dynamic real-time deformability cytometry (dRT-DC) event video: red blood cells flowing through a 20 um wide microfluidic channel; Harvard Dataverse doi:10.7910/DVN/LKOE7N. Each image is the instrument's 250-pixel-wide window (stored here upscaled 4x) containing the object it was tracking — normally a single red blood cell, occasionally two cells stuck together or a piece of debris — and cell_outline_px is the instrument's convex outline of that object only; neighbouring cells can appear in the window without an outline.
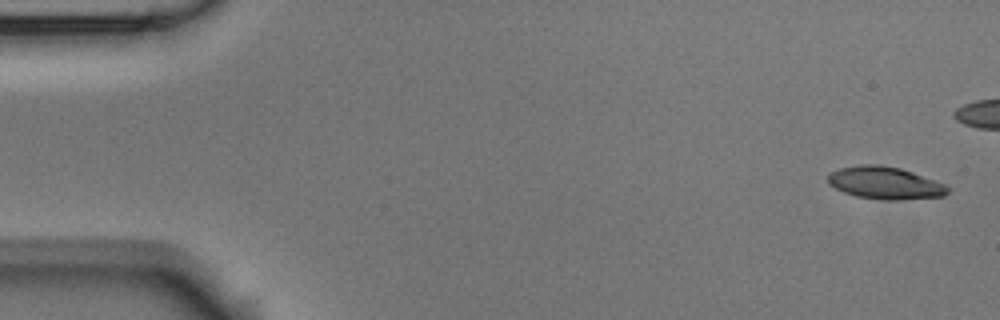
{"species": "Egyptian fruit bat (a non-hibernating species)", "species_latin": "Rousettus aegyptiacus", "temperature_condition": "room temperature", "stored_images_in_passage": 5, "camera_frame_rate_fps": 3000, "um_per_image_px": 0.085, "animal": {"sex": "male"}, "frame": {"image": 1, "passage_image": 1, "time_ms": 0.0, "image_size_px": [1000, 320], "cell_outline_px": [[948, 192], [944, 196], [896, 200], [880, 200], [856, 196], [844, 192], [828, 184], [828, 176], [832, 172], [840, 168], [860, 164], [880, 164], [900, 168], [912, 172], [944, 184], [948, 188]], "centroid_in_image_um": [75.2, 15.55], "position_along_channel_um": 9.8, "area_um2": 22.48}}
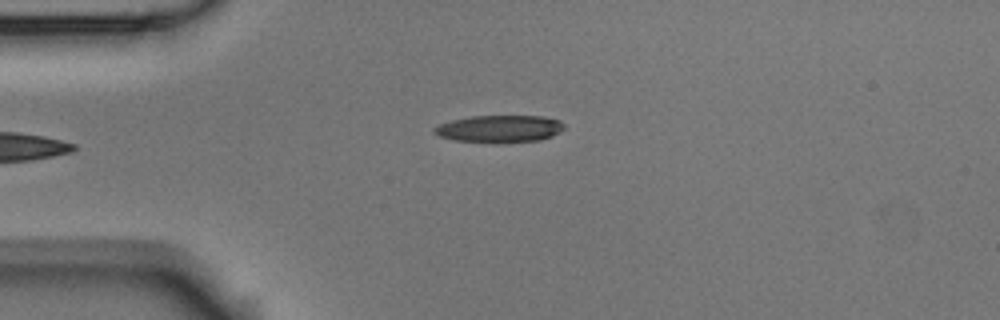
{"frame": {"image": 2, "passage_image": 5, "time_ms": 5.667, "image_size_px": [1000, 320], "cell_outline_px": [[564, 128], [560, 132], [552, 136], [540, 140], [456, 140], [440, 136], [432, 132], [432, 128], [440, 124], [452, 120], [472, 116], [544, 116], [560, 120], [564, 124]], "centroid_in_image_um": [42.49, 10.89], "position_along_channel_um": 42.5, "area_um2": 19.71}}